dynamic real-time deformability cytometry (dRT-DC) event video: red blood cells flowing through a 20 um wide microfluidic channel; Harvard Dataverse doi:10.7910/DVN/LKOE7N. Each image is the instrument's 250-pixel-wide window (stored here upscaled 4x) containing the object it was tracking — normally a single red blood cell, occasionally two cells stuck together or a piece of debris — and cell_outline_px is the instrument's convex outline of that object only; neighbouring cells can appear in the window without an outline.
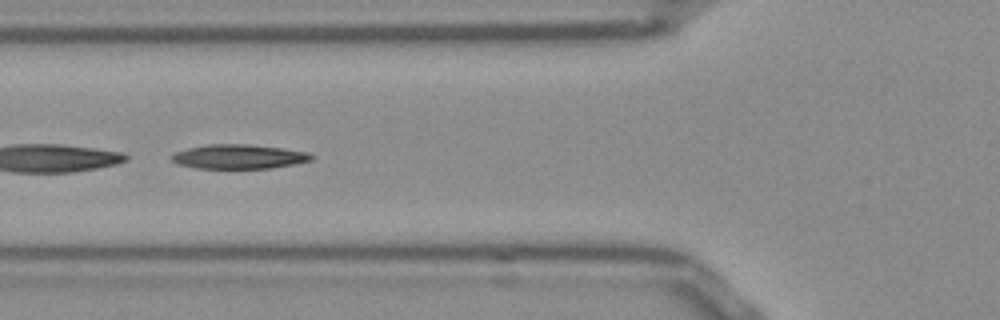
{"species": "Egyptian fruit bat (a non-hibernating species)", "species_latin": "Rousettus aegyptiacus", "temperature_condition": "room temperature", "stored_images_in_passage": 44, "segment_of_instrument_passage": [2, 2], "camera_frame_rate_fps": 3000, "um_per_image_px": 0.085, "frame": {"image": 1, "passage_image": 18, "time_ms": 5.667, "image_size_px": [1000, 320], "cell_outline_px": [[312, 160], [272, 168], [196, 168], [176, 164], [168, 156], [176, 152], [188, 148], [208, 144], [248, 144], [284, 148], [308, 152], [312, 156]], "centroid_in_image_um": [20.26, 13.31], "position_along_channel_um": 105.5, "area_um2": 19.83}}
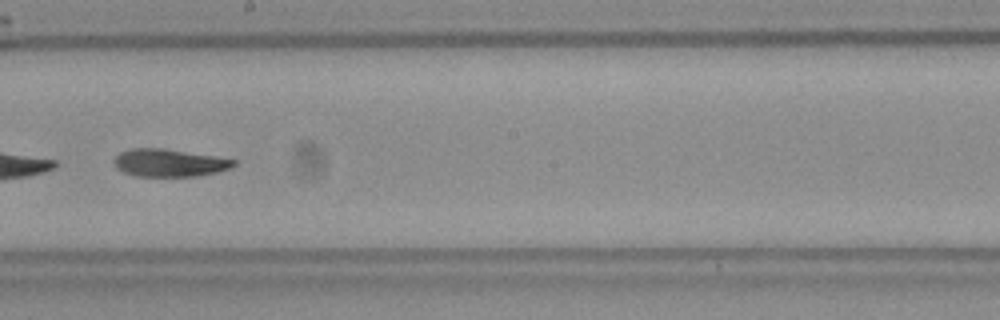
{"frame": {"image": 2, "passage_image": 28, "time_ms": 9.0, "image_size_px": [1000, 320], "cell_outline_px": [[236, 164], [228, 168], [216, 172], [196, 176], [136, 176], [124, 172], [116, 168], [112, 160], [120, 152], [128, 148], [164, 148], [236, 160]], "centroid_in_image_um": [14.31, 13.83], "position_along_channel_um": 233.9, "area_um2": 19.13}}